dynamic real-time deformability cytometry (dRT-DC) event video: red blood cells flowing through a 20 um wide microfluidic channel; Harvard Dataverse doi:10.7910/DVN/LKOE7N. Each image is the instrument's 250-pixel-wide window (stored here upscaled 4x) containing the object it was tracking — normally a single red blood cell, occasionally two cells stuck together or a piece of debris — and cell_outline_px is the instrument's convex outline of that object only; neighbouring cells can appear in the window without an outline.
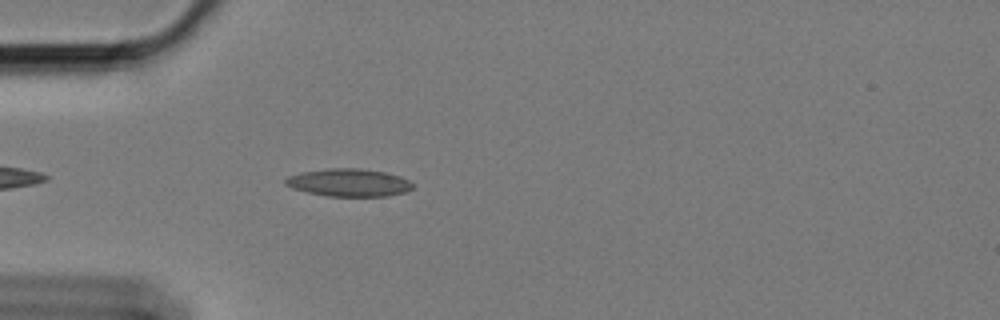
{"species": "Egyptian fruit bat (a non-hibernating species)", "species_latin": "Rousettus aegyptiacus", "temperature_condition": "cold", "stored_images_in_passage": 31, "camera_frame_rate_fps": 3000, "um_per_image_px": 0.085, "animal": {"sex": "female"}, "frame": {"image": 1, "passage_image": 5, "time_ms": 1.333, "image_size_px": [1000, 320], "cell_outline_px": [[412, 188], [404, 192], [388, 196], [328, 196], [308, 192], [292, 188], [284, 184], [284, 180], [288, 176], [300, 172], [332, 168], [360, 168], [384, 172], [400, 176], [408, 180], [412, 184]], "centroid_in_image_um": [29.63, 15.52], "position_along_channel_um": 55.4, "area_um2": 20.46}}
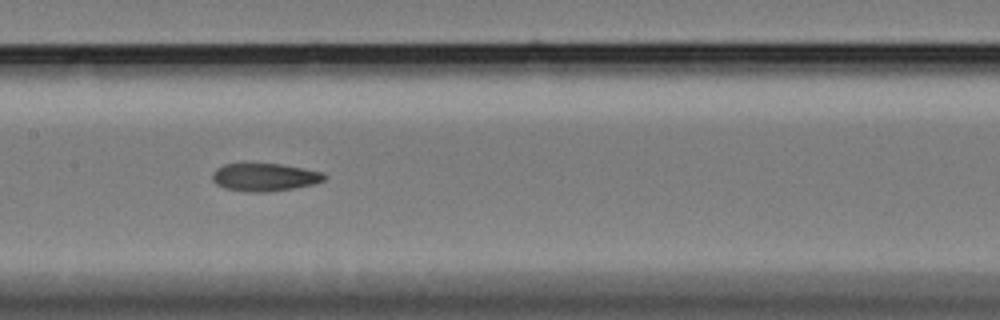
{"frame": {"image": 2, "passage_image": 17, "time_ms": 5.333, "image_size_px": [1000, 320], "cell_outline_px": [[328, 176], [324, 180], [312, 184], [292, 188], [264, 192], [248, 192], [224, 188], [216, 184], [212, 180], [212, 172], [216, 168], [224, 164], [280, 164], [304, 168], [324, 172]], "centroid_in_image_um": [22.48, 15.05], "position_along_channel_um": 184.9, "area_um2": 18.15}}
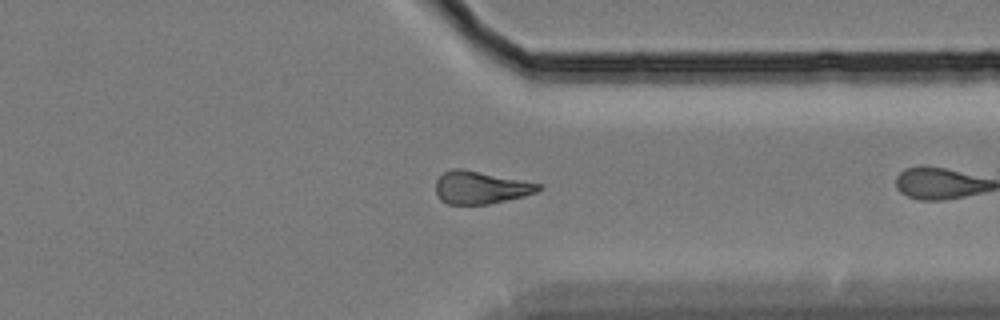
{"frame": {"image": 3, "passage_image": 30, "time_ms": 9.667, "image_size_px": [1000, 320], "cell_outline_px": [[544, 188], [536, 192], [524, 196], [488, 204], [448, 204], [440, 200], [436, 192], [436, 180], [444, 172], [452, 168], [464, 168], [540, 184]], "centroid_in_image_um": [40.83, 15.93], "position_along_channel_um": 370.6, "area_um2": 19.54}}